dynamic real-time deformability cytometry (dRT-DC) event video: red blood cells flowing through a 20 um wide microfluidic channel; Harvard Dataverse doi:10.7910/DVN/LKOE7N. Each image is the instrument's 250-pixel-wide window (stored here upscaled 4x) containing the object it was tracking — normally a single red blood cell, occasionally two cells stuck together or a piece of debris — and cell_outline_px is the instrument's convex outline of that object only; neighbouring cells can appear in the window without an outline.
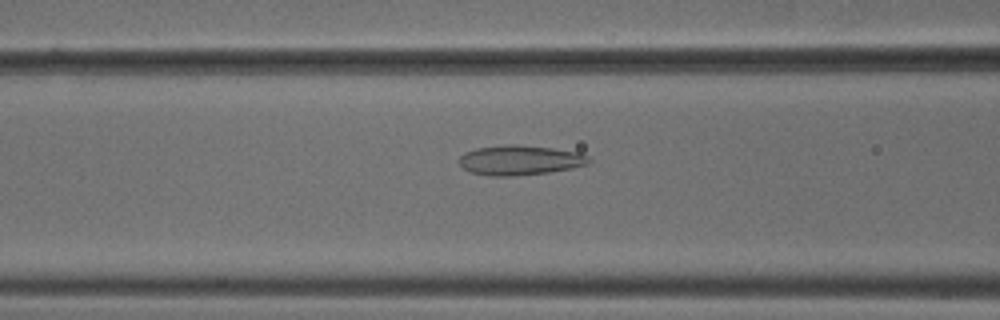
{"species": "common noctule bat (a hibernating species)", "species_latin": "Nyctalus noctula", "temperature_condition": "cold", "stored_images_in_passage": 52, "camera_frame_rate_fps": 3000, "um_per_image_px": 0.085, "animal": {"sex": "male", "body_mass_g": 18.8}, "frame": {"image": 1, "passage_image": 21, "time_ms": 6.667, "image_size_px": [1000, 320], "cell_outline_px": [[592, 160], [588, 164], [572, 168], [548, 172], [512, 176], [488, 176], [472, 172], [464, 168], [456, 160], [464, 152], [476, 148], [504, 144], [516, 144], [552, 148], [580, 152], [588, 156]], "centroid_in_image_um": [44.18, 13.6], "position_along_channel_um": 122.4, "area_um2": 22.72}}
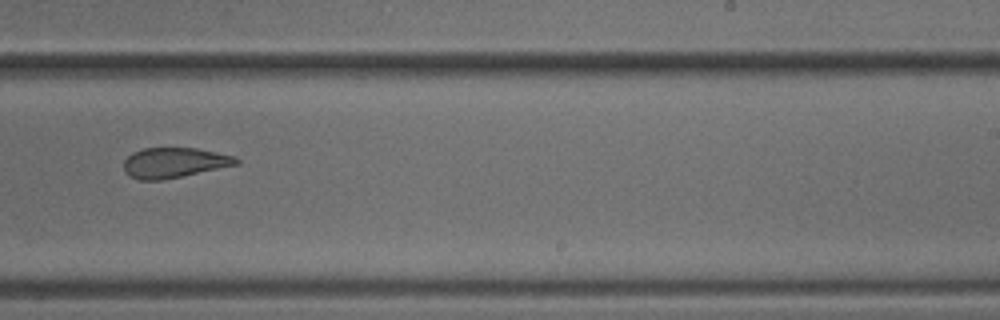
{"frame": {"image": 2, "passage_image": 33, "time_ms": 10.667, "image_size_px": [1000, 320], "cell_outline_px": [[240, 164], [160, 180], [140, 180], [128, 176], [124, 172], [124, 160], [132, 152], [144, 148], [196, 148], [236, 156], [240, 160]], "centroid_in_image_um": [14.8, 13.82], "position_along_channel_um": 274.2, "area_um2": 19.77}}
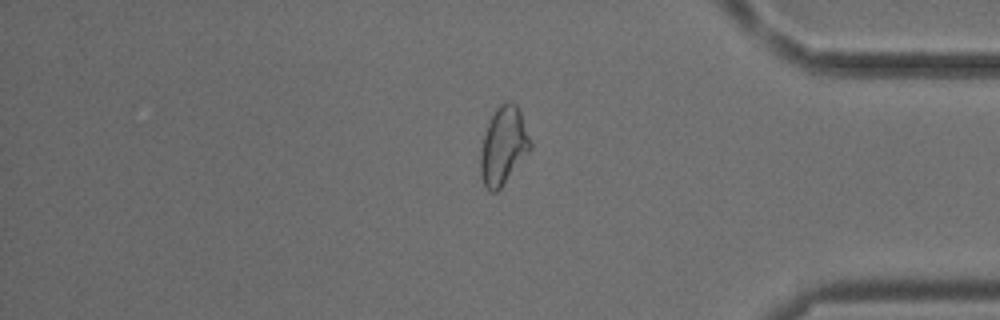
{"frame": {"image": 3, "passage_image": 44, "time_ms": 14.333, "image_size_px": [1000, 320], "cell_outline_px": [[532, 148], [500, 188], [496, 192], [492, 192], [484, 184], [480, 176], [480, 152], [484, 136], [488, 124], [496, 108], [500, 104], [508, 100], [512, 100], [516, 104], [520, 112], [532, 144]], "centroid_in_image_um": [42.79, 12.37], "position_along_channel_um": 392.4, "area_um2": 22.31}, "authors_computed_cell_mechanics": {"area_um2": 22.7443, "velocity_mm_per_s": 3.7951, "shape_relaxation_time_tau1_ms": null, "shape_relaxation_time_tau2_ms": 2.6858, "deformation_change_tau1": null, "deformation_change_tau2": 0.1042}}